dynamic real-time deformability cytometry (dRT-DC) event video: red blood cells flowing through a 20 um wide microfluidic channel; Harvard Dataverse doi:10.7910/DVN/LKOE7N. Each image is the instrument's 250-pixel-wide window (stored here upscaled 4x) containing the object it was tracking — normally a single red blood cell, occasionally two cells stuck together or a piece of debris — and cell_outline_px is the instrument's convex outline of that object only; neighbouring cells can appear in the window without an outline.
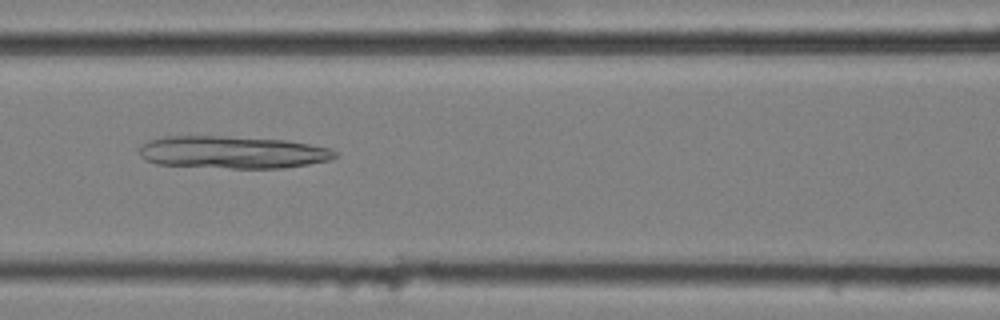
{"species": "common noctule bat (a hibernating species)", "species_latin": "Nyctalus noctula", "temperature_condition": "cold", "stored_images_in_passage": 57, "camera_frame_rate_fps": 3000, "um_per_image_px": 0.085, "animal": {"sex": "female", "body_mass_g": 25.1}, "frame": {"image": 1, "passage_image": 25, "time_ms": 8.0, "image_size_px": [1000, 320], "cell_outline_px": [[340, 156], [332, 160], [308, 164], [280, 168], [232, 168], [156, 164], [144, 160], [140, 156], [140, 144], [148, 140], [164, 136], [224, 136], [288, 140], [332, 148], [340, 152]], "centroid_in_image_um": [19.81, 12.94], "position_along_channel_um": 146.8, "area_um2": 37.45}}
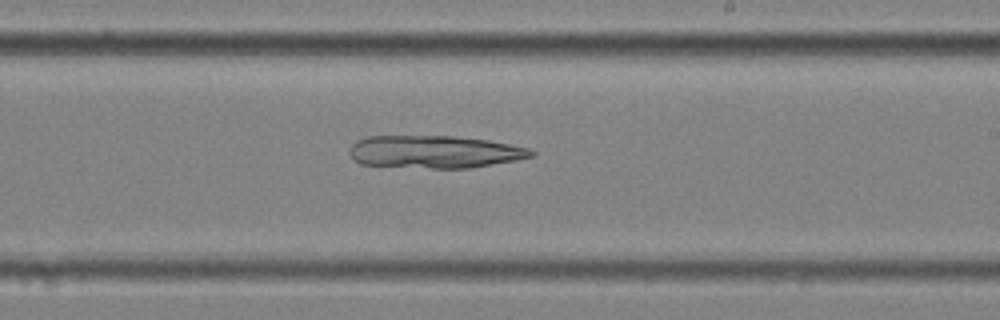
{"frame": {"image": 2, "passage_image": 34, "time_ms": 11.0, "image_size_px": [1000, 320], "cell_outline_px": [[536, 156], [516, 160], [468, 168], [432, 168], [360, 164], [348, 152], [348, 148], [356, 140], [368, 136], [452, 136], [488, 140], [528, 148], [536, 152]], "centroid_in_image_um": [36.93, 12.9], "position_along_channel_um": 252.1, "area_um2": 34.45}}
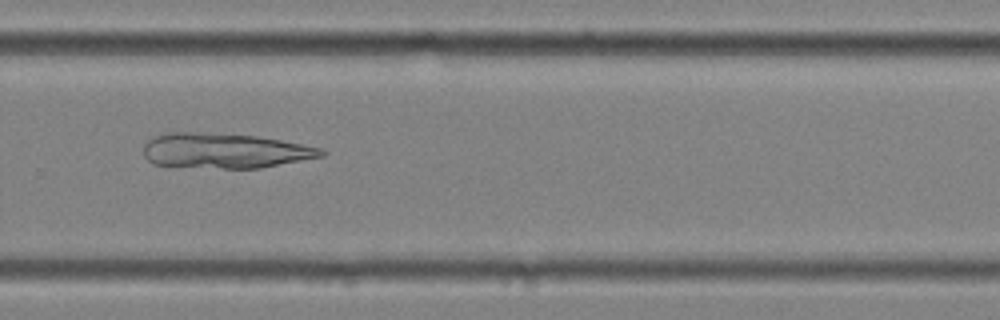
{"frame": {"image": 3, "passage_image": 39, "time_ms": 12.667, "image_size_px": [1000, 320], "cell_outline_px": [[328, 152], [324, 156], [260, 168], [224, 168], [152, 164], [144, 156], [144, 144], [152, 136], [164, 132], [196, 132], [256, 136], [280, 140], [320, 148]], "centroid_in_image_um": [19.07, 12.8], "position_along_channel_um": 310.7, "area_um2": 36.13}}